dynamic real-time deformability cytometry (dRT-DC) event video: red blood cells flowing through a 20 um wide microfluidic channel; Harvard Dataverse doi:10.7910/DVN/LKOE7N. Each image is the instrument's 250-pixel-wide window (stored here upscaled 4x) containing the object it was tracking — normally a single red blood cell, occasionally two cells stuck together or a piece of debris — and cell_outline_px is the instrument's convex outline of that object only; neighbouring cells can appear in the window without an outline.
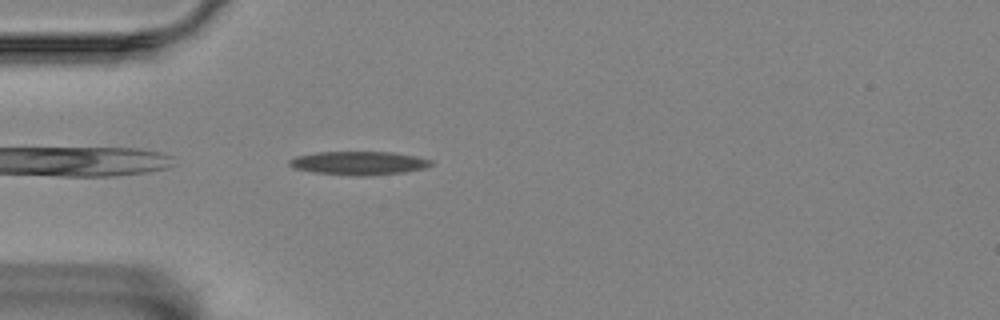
{"species": "Egyptian fruit bat (a non-hibernating species)", "species_latin": "Rousettus aegyptiacus", "temperature_condition": "room temperature", "stored_images_in_passage": 36, "camera_frame_rate_fps": 3000, "um_per_image_px": 0.085, "animal": {"sex": "female"}, "frame": {"image": 1, "passage_image": 1, "time_ms": 0.0, "image_size_px": [1000, 320], "cell_outline_px": [[432, 164], [424, 168], [404, 172], [364, 176], [360, 176], [312, 172], [292, 168], [288, 164], [288, 160], [296, 156], [316, 152], [392, 152], [416, 156], [432, 160]], "centroid_in_image_um": [30.46, 13.86], "position_along_channel_um": 54.5, "area_um2": 19.42}}
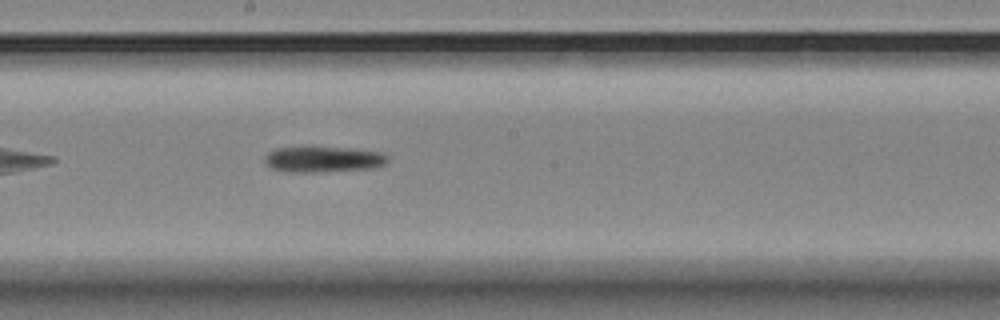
{"frame": {"image": 2, "passage_image": 16, "time_ms": 5.0, "image_size_px": [1000, 320], "cell_outline_px": [[388, 160], [384, 164], [376, 168], [316, 172], [288, 172], [272, 168], [264, 160], [264, 156], [268, 152], [276, 148], [352, 148], [384, 152], [388, 156]], "centroid_in_image_um": [27.53, 13.55], "position_along_channel_um": 220.7, "area_um2": 18.38}}
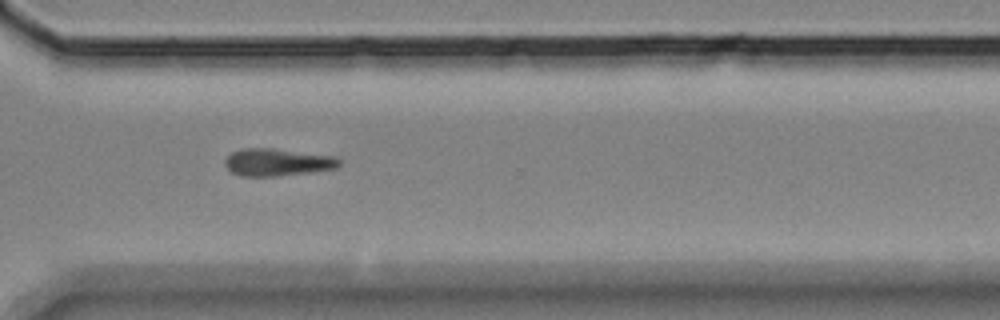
{"frame": {"image": 3, "passage_image": 27, "time_ms": 8.667, "image_size_px": [1000, 320], "cell_outline_px": [[340, 164], [336, 168], [312, 172], [280, 176], [240, 176], [232, 172], [224, 164], [224, 160], [232, 152], [244, 148], [272, 148], [336, 156], [340, 160]], "centroid_in_image_um": [23.59, 13.79], "position_along_channel_um": 347.0, "area_um2": 18.32}}